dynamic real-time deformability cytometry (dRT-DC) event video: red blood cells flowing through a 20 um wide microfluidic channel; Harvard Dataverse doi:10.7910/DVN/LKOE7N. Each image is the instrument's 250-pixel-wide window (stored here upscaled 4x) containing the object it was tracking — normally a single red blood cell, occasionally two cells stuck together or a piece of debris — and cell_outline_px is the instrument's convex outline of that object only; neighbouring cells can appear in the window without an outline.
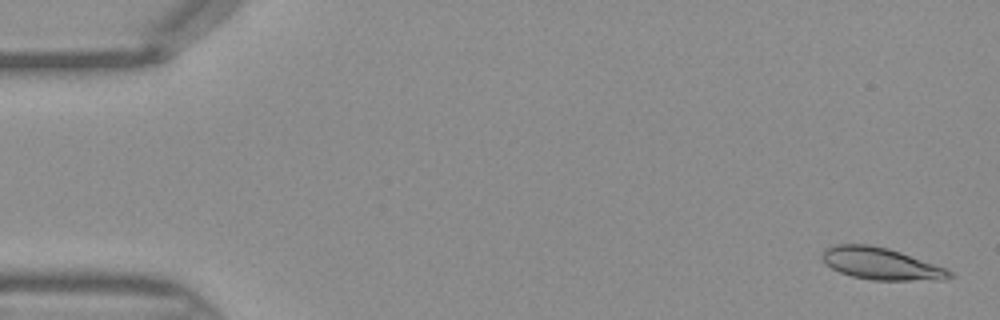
{"species": "Egyptian fruit bat (a non-hibernating species)", "species_latin": "Rousettus aegyptiacus", "temperature_condition": "warm", "stored_images_in_passage": 46, "camera_frame_rate_fps": 3000, "um_per_image_px": 0.085, "frame": {"image": 1, "passage_image": 2, "time_ms": 0.333, "image_size_px": [1000, 320], "cell_outline_px": [[952, 276], [944, 280], [872, 280], [852, 276], [840, 272], [824, 264], [820, 256], [824, 248], [832, 244], [868, 244], [888, 248], [900, 252], [944, 268], [952, 272]], "centroid_in_image_um": [74.8, 22.4], "position_along_channel_um": 10.2, "area_um2": 23.7}}
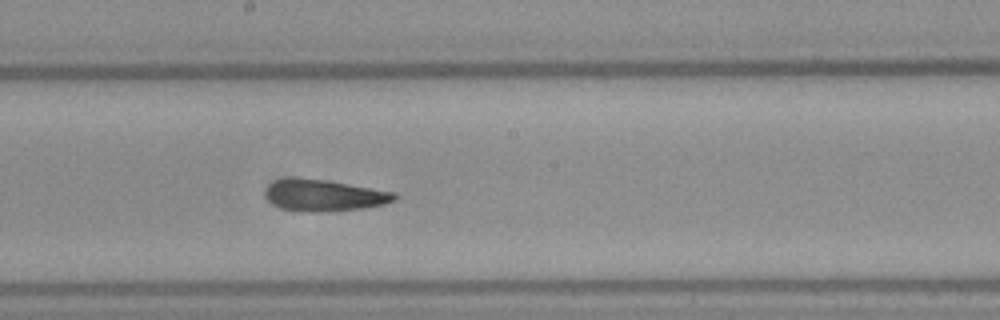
{"frame": {"image": 2, "passage_image": 25, "time_ms": 8.0, "image_size_px": [1000, 320], "cell_outline_px": [[400, 196], [396, 200], [384, 204], [364, 208], [328, 212], [304, 212], [284, 208], [268, 200], [264, 192], [276, 180], [328, 180], [396, 192]], "centroid_in_image_um": [27.69, 16.64], "position_along_channel_um": 220.5, "area_um2": 23.24}}
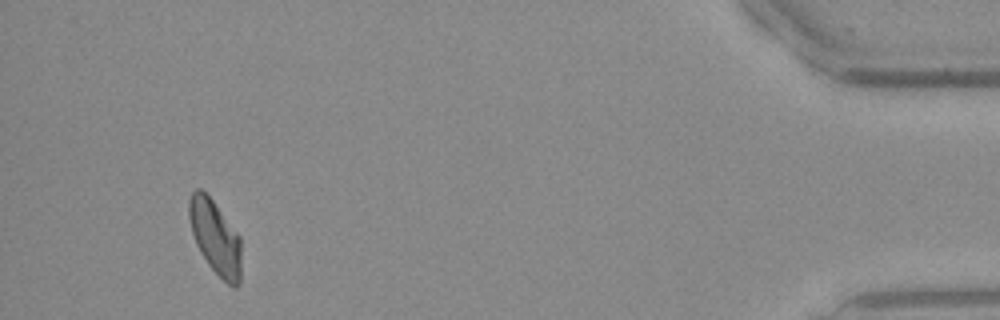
{"frame": {"image": 3, "passage_image": 43, "time_ms": 14.0, "image_size_px": [1000, 320], "cell_outline_px": [[240, 284], [236, 288], [228, 284], [208, 264], [200, 252], [196, 244], [192, 232], [188, 216], [188, 200], [192, 192], [196, 188], [200, 188], [212, 200], [240, 236]], "centroid_in_image_um": [18.28, 20.16], "position_along_channel_um": 416.9, "area_um2": 22.31}}